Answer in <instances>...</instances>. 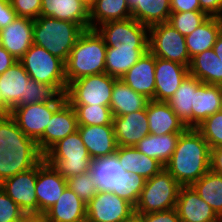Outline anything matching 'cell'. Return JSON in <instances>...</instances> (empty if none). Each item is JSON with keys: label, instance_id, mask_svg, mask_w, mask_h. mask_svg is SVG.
I'll use <instances>...</instances> for the list:
<instances>
[{"label": "cell", "instance_id": "cell-1", "mask_svg": "<svg viewBox=\"0 0 222 222\" xmlns=\"http://www.w3.org/2000/svg\"><path fill=\"white\" fill-rule=\"evenodd\" d=\"M211 148L196 128L180 134L176 148L164 166L181 186H191L211 169Z\"/></svg>", "mask_w": 222, "mask_h": 222}, {"label": "cell", "instance_id": "cell-2", "mask_svg": "<svg viewBox=\"0 0 222 222\" xmlns=\"http://www.w3.org/2000/svg\"><path fill=\"white\" fill-rule=\"evenodd\" d=\"M107 46L96 29L84 30L65 62L67 85L79 78L105 73Z\"/></svg>", "mask_w": 222, "mask_h": 222}, {"label": "cell", "instance_id": "cell-3", "mask_svg": "<svg viewBox=\"0 0 222 222\" xmlns=\"http://www.w3.org/2000/svg\"><path fill=\"white\" fill-rule=\"evenodd\" d=\"M84 29L76 23L40 16L33 24V44L67 61L71 49Z\"/></svg>", "mask_w": 222, "mask_h": 222}, {"label": "cell", "instance_id": "cell-4", "mask_svg": "<svg viewBox=\"0 0 222 222\" xmlns=\"http://www.w3.org/2000/svg\"><path fill=\"white\" fill-rule=\"evenodd\" d=\"M44 159L65 179L90 171L93 162L78 130L55 143Z\"/></svg>", "mask_w": 222, "mask_h": 222}, {"label": "cell", "instance_id": "cell-5", "mask_svg": "<svg viewBox=\"0 0 222 222\" xmlns=\"http://www.w3.org/2000/svg\"><path fill=\"white\" fill-rule=\"evenodd\" d=\"M181 185L163 168L145 181L139 199L134 206L135 214L167 211L176 208Z\"/></svg>", "mask_w": 222, "mask_h": 222}, {"label": "cell", "instance_id": "cell-6", "mask_svg": "<svg viewBox=\"0 0 222 222\" xmlns=\"http://www.w3.org/2000/svg\"><path fill=\"white\" fill-rule=\"evenodd\" d=\"M31 80L54 85L62 94L66 93L65 62L45 48L33 44L18 60Z\"/></svg>", "mask_w": 222, "mask_h": 222}, {"label": "cell", "instance_id": "cell-7", "mask_svg": "<svg viewBox=\"0 0 222 222\" xmlns=\"http://www.w3.org/2000/svg\"><path fill=\"white\" fill-rule=\"evenodd\" d=\"M148 50L156 57L190 66L185 37L167 22L149 27Z\"/></svg>", "mask_w": 222, "mask_h": 222}, {"label": "cell", "instance_id": "cell-8", "mask_svg": "<svg viewBox=\"0 0 222 222\" xmlns=\"http://www.w3.org/2000/svg\"><path fill=\"white\" fill-rule=\"evenodd\" d=\"M116 79L107 73L79 78L67 86L66 100L70 104H98L109 107Z\"/></svg>", "mask_w": 222, "mask_h": 222}, {"label": "cell", "instance_id": "cell-9", "mask_svg": "<svg viewBox=\"0 0 222 222\" xmlns=\"http://www.w3.org/2000/svg\"><path fill=\"white\" fill-rule=\"evenodd\" d=\"M105 45L113 48H148L149 27L134 18L106 22L96 28Z\"/></svg>", "mask_w": 222, "mask_h": 222}, {"label": "cell", "instance_id": "cell-10", "mask_svg": "<svg viewBox=\"0 0 222 222\" xmlns=\"http://www.w3.org/2000/svg\"><path fill=\"white\" fill-rule=\"evenodd\" d=\"M134 214V206L111 191L99 190L86 205V222H124Z\"/></svg>", "mask_w": 222, "mask_h": 222}, {"label": "cell", "instance_id": "cell-11", "mask_svg": "<svg viewBox=\"0 0 222 222\" xmlns=\"http://www.w3.org/2000/svg\"><path fill=\"white\" fill-rule=\"evenodd\" d=\"M64 102H42L12 107L10 116L26 136L37 142L44 134L53 113Z\"/></svg>", "mask_w": 222, "mask_h": 222}, {"label": "cell", "instance_id": "cell-12", "mask_svg": "<svg viewBox=\"0 0 222 222\" xmlns=\"http://www.w3.org/2000/svg\"><path fill=\"white\" fill-rule=\"evenodd\" d=\"M37 165L0 183L3 191L25 212L27 216H38L35 193Z\"/></svg>", "mask_w": 222, "mask_h": 222}, {"label": "cell", "instance_id": "cell-13", "mask_svg": "<svg viewBox=\"0 0 222 222\" xmlns=\"http://www.w3.org/2000/svg\"><path fill=\"white\" fill-rule=\"evenodd\" d=\"M66 187L67 180L43 158L37 164V182L35 185L38 216H42L57 202Z\"/></svg>", "mask_w": 222, "mask_h": 222}, {"label": "cell", "instance_id": "cell-14", "mask_svg": "<svg viewBox=\"0 0 222 222\" xmlns=\"http://www.w3.org/2000/svg\"><path fill=\"white\" fill-rule=\"evenodd\" d=\"M78 129L74 108L66 100L52 115L43 136L36 142L44 155L55 143Z\"/></svg>", "mask_w": 222, "mask_h": 222}, {"label": "cell", "instance_id": "cell-15", "mask_svg": "<svg viewBox=\"0 0 222 222\" xmlns=\"http://www.w3.org/2000/svg\"><path fill=\"white\" fill-rule=\"evenodd\" d=\"M189 74V67L156 57L155 101L167 102Z\"/></svg>", "mask_w": 222, "mask_h": 222}, {"label": "cell", "instance_id": "cell-16", "mask_svg": "<svg viewBox=\"0 0 222 222\" xmlns=\"http://www.w3.org/2000/svg\"><path fill=\"white\" fill-rule=\"evenodd\" d=\"M77 130L93 161L115 154L118 145L113 124L78 125Z\"/></svg>", "mask_w": 222, "mask_h": 222}, {"label": "cell", "instance_id": "cell-17", "mask_svg": "<svg viewBox=\"0 0 222 222\" xmlns=\"http://www.w3.org/2000/svg\"><path fill=\"white\" fill-rule=\"evenodd\" d=\"M181 222H218L220 217L192 186H181L176 204Z\"/></svg>", "mask_w": 222, "mask_h": 222}, {"label": "cell", "instance_id": "cell-18", "mask_svg": "<svg viewBox=\"0 0 222 222\" xmlns=\"http://www.w3.org/2000/svg\"><path fill=\"white\" fill-rule=\"evenodd\" d=\"M112 124L118 146H135L150 134L146 108L122 116H113Z\"/></svg>", "mask_w": 222, "mask_h": 222}, {"label": "cell", "instance_id": "cell-19", "mask_svg": "<svg viewBox=\"0 0 222 222\" xmlns=\"http://www.w3.org/2000/svg\"><path fill=\"white\" fill-rule=\"evenodd\" d=\"M34 20L16 17L0 30V45L19 60L33 45Z\"/></svg>", "mask_w": 222, "mask_h": 222}, {"label": "cell", "instance_id": "cell-20", "mask_svg": "<svg viewBox=\"0 0 222 222\" xmlns=\"http://www.w3.org/2000/svg\"><path fill=\"white\" fill-rule=\"evenodd\" d=\"M156 56L149 50L121 77L135 92L154 100Z\"/></svg>", "mask_w": 222, "mask_h": 222}, {"label": "cell", "instance_id": "cell-21", "mask_svg": "<svg viewBox=\"0 0 222 222\" xmlns=\"http://www.w3.org/2000/svg\"><path fill=\"white\" fill-rule=\"evenodd\" d=\"M31 80L19 61L0 74V93L10 107L26 105L27 83Z\"/></svg>", "mask_w": 222, "mask_h": 222}, {"label": "cell", "instance_id": "cell-22", "mask_svg": "<svg viewBox=\"0 0 222 222\" xmlns=\"http://www.w3.org/2000/svg\"><path fill=\"white\" fill-rule=\"evenodd\" d=\"M86 203L68 186L43 215L44 222H86Z\"/></svg>", "mask_w": 222, "mask_h": 222}, {"label": "cell", "instance_id": "cell-23", "mask_svg": "<svg viewBox=\"0 0 222 222\" xmlns=\"http://www.w3.org/2000/svg\"><path fill=\"white\" fill-rule=\"evenodd\" d=\"M146 113L150 134L183 133L188 128L167 102L149 100Z\"/></svg>", "mask_w": 222, "mask_h": 222}, {"label": "cell", "instance_id": "cell-24", "mask_svg": "<svg viewBox=\"0 0 222 222\" xmlns=\"http://www.w3.org/2000/svg\"><path fill=\"white\" fill-rule=\"evenodd\" d=\"M40 16L79 24L90 29L89 8L81 0H41Z\"/></svg>", "mask_w": 222, "mask_h": 222}, {"label": "cell", "instance_id": "cell-25", "mask_svg": "<svg viewBox=\"0 0 222 222\" xmlns=\"http://www.w3.org/2000/svg\"><path fill=\"white\" fill-rule=\"evenodd\" d=\"M222 110V86L202 83L194 91L192 128H196L209 116Z\"/></svg>", "mask_w": 222, "mask_h": 222}, {"label": "cell", "instance_id": "cell-26", "mask_svg": "<svg viewBox=\"0 0 222 222\" xmlns=\"http://www.w3.org/2000/svg\"><path fill=\"white\" fill-rule=\"evenodd\" d=\"M115 154L124 171L136 173L146 180L164 168L156 159L140 153L135 146H118Z\"/></svg>", "mask_w": 222, "mask_h": 222}, {"label": "cell", "instance_id": "cell-27", "mask_svg": "<svg viewBox=\"0 0 222 222\" xmlns=\"http://www.w3.org/2000/svg\"><path fill=\"white\" fill-rule=\"evenodd\" d=\"M44 155L39 150H16L0 153V183L36 166Z\"/></svg>", "mask_w": 222, "mask_h": 222}, {"label": "cell", "instance_id": "cell-28", "mask_svg": "<svg viewBox=\"0 0 222 222\" xmlns=\"http://www.w3.org/2000/svg\"><path fill=\"white\" fill-rule=\"evenodd\" d=\"M132 18L150 27L168 22L171 14L170 0H127Z\"/></svg>", "mask_w": 222, "mask_h": 222}, {"label": "cell", "instance_id": "cell-29", "mask_svg": "<svg viewBox=\"0 0 222 222\" xmlns=\"http://www.w3.org/2000/svg\"><path fill=\"white\" fill-rule=\"evenodd\" d=\"M148 102L149 99L135 92L121 78L115 80L109 106L113 116H122L145 109Z\"/></svg>", "mask_w": 222, "mask_h": 222}, {"label": "cell", "instance_id": "cell-30", "mask_svg": "<svg viewBox=\"0 0 222 222\" xmlns=\"http://www.w3.org/2000/svg\"><path fill=\"white\" fill-rule=\"evenodd\" d=\"M222 32V18L209 17L192 33L185 37L190 59L213 48L217 37Z\"/></svg>", "mask_w": 222, "mask_h": 222}, {"label": "cell", "instance_id": "cell-31", "mask_svg": "<svg viewBox=\"0 0 222 222\" xmlns=\"http://www.w3.org/2000/svg\"><path fill=\"white\" fill-rule=\"evenodd\" d=\"M202 82L188 74L175 91L173 96L167 100L168 105L188 128H192V107H194V91Z\"/></svg>", "mask_w": 222, "mask_h": 222}, {"label": "cell", "instance_id": "cell-32", "mask_svg": "<svg viewBox=\"0 0 222 222\" xmlns=\"http://www.w3.org/2000/svg\"><path fill=\"white\" fill-rule=\"evenodd\" d=\"M189 74L202 83L222 86V63L213 48L191 59Z\"/></svg>", "mask_w": 222, "mask_h": 222}, {"label": "cell", "instance_id": "cell-33", "mask_svg": "<svg viewBox=\"0 0 222 222\" xmlns=\"http://www.w3.org/2000/svg\"><path fill=\"white\" fill-rule=\"evenodd\" d=\"M180 134L181 133H170L166 135L148 134L141 139L135 147L140 153L156 159L165 166L176 148Z\"/></svg>", "mask_w": 222, "mask_h": 222}, {"label": "cell", "instance_id": "cell-34", "mask_svg": "<svg viewBox=\"0 0 222 222\" xmlns=\"http://www.w3.org/2000/svg\"><path fill=\"white\" fill-rule=\"evenodd\" d=\"M132 18L127 0H96L89 9L90 29L117 20Z\"/></svg>", "mask_w": 222, "mask_h": 222}, {"label": "cell", "instance_id": "cell-35", "mask_svg": "<svg viewBox=\"0 0 222 222\" xmlns=\"http://www.w3.org/2000/svg\"><path fill=\"white\" fill-rule=\"evenodd\" d=\"M147 51L148 48H113L107 46L105 73L120 79Z\"/></svg>", "mask_w": 222, "mask_h": 222}, {"label": "cell", "instance_id": "cell-36", "mask_svg": "<svg viewBox=\"0 0 222 222\" xmlns=\"http://www.w3.org/2000/svg\"><path fill=\"white\" fill-rule=\"evenodd\" d=\"M5 150H39L37 143L24 134L10 115L0 117V153Z\"/></svg>", "mask_w": 222, "mask_h": 222}, {"label": "cell", "instance_id": "cell-37", "mask_svg": "<svg viewBox=\"0 0 222 222\" xmlns=\"http://www.w3.org/2000/svg\"><path fill=\"white\" fill-rule=\"evenodd\" d=\"M90 170L99 190L104 191H111L124 173L116 154L94 160Z\"/></svg>", "mask_w": 222, "mask_h": 222}, {"label": "cell", "instance_id": "cell-38", "mask_svg": "<svg viewBox=\"0 0 222 222\" xmlns=\"http://www.w3.org/2000/svg\"><path fill=\"white\" fill-rule=\"evenodd\" d=\"M191 186L220 217L222 215V175L210 169Z\"/></svg>", "mask_w": 222, "mask_h": 222}, {"label": "cell", "instance_id": "cell-39", "mask_svg": "<svg viewBox=\"0 0 222 222\" xmlns=\"http://www.w3.org/2000/svg\"><path fill=\"white\" fill-rule=\"evenodd\" d=\"M77 116L78 125H109L113 114L108 106L71 104Z\"/></svg>", "mask_w": 222, "mask_h": 222}, {"label": "cell", "instance_id": "cell-40", "mask_svg": "<svg viewBox=\"0 0 222 222\" xmlns=\"http://www.w3.org/2000/svg\"><path fill=\"white\" fill-rule=\"evenodd\" d=\"M145 181V178L136 173L124 171L111 192L135 206L144 188Z\"/></svg>", "mask_w": 222, "mask_h": 222}, {"label": "cell", "instance_id": "cell-41", "mask_svg": "<svg viewBox=\"0 0 222 222\" xmlns=\"http://www.w3.org/2000/svg\"><path fill=\"white\" fill-rule=\"evenodd\" d=\"M66 96L54 85H47L35 80L27 83L26 105L42 102H65Z\"/></svg>", "mask_w": 222, "mask_h": 222}, {"label": "cell", "instance_id": "cell-42", "mask_svg": "<svg viewBox=\"0 0 222 222\" xmlns=\"http://www.w3.org/2000/svg\"><path fill=\"white\" fill-rule=\"evenodd\" d=\"M208 18L203 11L171 12L167 23L186 37Z\"/></svg>", "mask_w": 222, "mask_h": 222}, {"label": "cell", "instance_id": "cell-43", "mask_svg": "<svg viewBox=\"0 0 222 222\" xmlns=\"http://www.w3.org/2000/svg\"><path fill=\"white\" fill-rule=\"evenodd\" d=\"M67 186L72 189L86 204L98 193L99 188L93 173L87 171L80 175L69 177Z\"/></svg>", "mask_w": 222, "mask_h": 222}, {"label": "cell", "instance_id": "cell-44", "mask_svg": "<svg viewBox=\"0 0 222 222\" xmlns=\"http://www.w3.org/2000/svg\"><path fill=\"white\" fill-rule=\"evenodd\" d=\"M196 129L202 134L211 149L222 146V110L209 116Z\"/></svg>", "mask_w": 222, "mask_h": 222}, {"label": "cell", "instance_id": "cell-45", "mask_svg": "<svg viewBox=\"0 0 222 222\" xmlns=\"http://www.w3.org/2000/svg\"><path fill=\"white\" fill-rule=\"evenodd\" d=\"M27 215L0 187V222H20Z\"/></svg>", "mask_w": 222, "mask_h": 222}, {"label": "cell", "instance_id": "cell-46", "mask_svg": "<svg viewBox=\"0 0 222 222\" xmlns=\"http://www.w3.org/2000/svg\"><path fill=\"white\" fill-rule=\"evenodd\" d=\"M10 2L17 17L29 18L32 20L40 17L41 0H10Z\"/></svg>", "mask_w": 222, "mask_h": 222}, {"label": "cell", "instance_id": "cell-47", "mask_svg": "<svg viewBox=\"0 0 222 222\" xmlns=\"http://www.w3.org/2000/svg\"><path fill=\"white\" fill-rule=\"evenodd\" d=\"M139 215L143 222H181L176 208Z\"/></svg>", "mask_w": 222, "mask_h": 222}, {"label": "cell", "instance_id": "cell-48", "mask_svg": "<svg viewBox=\"0 0 222 222\" xmlns=\"http://www.w3.org/2000/svg\"><path fill=\"white\" fill-rule=\"evenodd\" d=\"M16 17L10 0H0V30L12 23Z\"/></svg>", "mask_w": 222, "mask_h": 222}, {"label": "cell", "instance_id": "cell-49", "mask_svg": "<svg viewBox=\"0 0 222 222\" xmlns=\"http://www.w3.org/2000/svg\"><path fill=\"white\" fill-rule=\"evenodd\" d=\"M201 11L209 17L222 18V0H199Z\"/></svg>", "mask_w": 222, "mask_h": 222}, {"label": "cell", "instance_id": "cell-50", "mask_svg": "<svg viewBox=\"0 0 222 222\" xmlns=\"http://www.w3.org/2000/svg\"><path fill=\"white\" fill-rule=\"evenodd\" d=\"M171 12L201 11L199 0H170Z\"/></svg>", "mask_w": 222, "mask_h": 222}, {"label": "cell", "instance_id": "cell-51", "mask_svg": "<svg viewBox=\"0 0 222 222\" xmlns=\"http://www.w3.org/2000/svg\"><path fill=\"white\" fill-rule=\"evenodd\" d=\"M211 170L222 175V146L211 149Z\"/></svg>", "mask_w": 222, "mask_h": 222}, {"label": "cell", "instance_id": "cell-52", "mask_svg": "<svg viewBox=\"0 0 222 222\" xmlns=\"http://www.w3.org/2000/svg\"><path fill=\"white\" fill-rule=\"evenodd\" d=\"M18 60L0 45V74H3Z\"/></svg>", "mask_w": 222, "mask_h": 222}, {"label": "cell", "instance_id": "cell-53", "mask_svg": "<svg viewBox=\"0 0 222 222\" xmlns=\"http://www.w3.org/2000/svg\"><path fill=\"white\" fill-rule=\"evenodd\" d=\"M213 50L215 54L219 57V60L222 63V32L217 37L215 44L213 45Z\"/></svg>", "mask_w": 222, "mask_h": 222}, {"label": "cell", "instance_id": "cell-54", "mask_svg": "<svg viewBox=\"0 0 222 222\" xmlns=\"http://www.w3.org/2000/svg\"><path fill=\"white\" fill-rule=\"evenodd\" d=\"M11 114V108L4 102L0 93V117H6Z\"/></svg>", "mask_w": 222, "mask_h": 222}, {"label": "cell", "instance_id": "cell-55", "mask_svg": "<svg viewBox=\"0 0 222 222\" xmlns=\"http://www.w3.org/2000/svg\"><path fill=\"white\" fill-rule=\"evenodd\" d=\"M20 222H42V216H26Z\"/></svg>", "mask_w": 222, "mask_h": 222}, {"label": "cell", "instance_id": "cell-56", "mask_svg": "<svg viewBox=\"0 0 222 222\" xmlns=\"http://www.w3.org/2000/svg\"><path fill=\"white\" fill-rule=\"evenodd\" d=\"M124 222H143L139 215L134 214L129 220Z\"/></svg>", "mask_w": 222, "mask_h": 222}, {"label": "cell", "instance_id": "cell-57", "mask_svg": "<svg viewBox=\"0 0 222 222\" xmlns=\"http://www.w3.org/2000/svg\"><path fill=\"white\" fill-rule=\"evenodd\" d=\"M89 9L96 2V0H81Z\"/></svg>", "mask_w": 222, "mask_h": 222}]
</instances>
